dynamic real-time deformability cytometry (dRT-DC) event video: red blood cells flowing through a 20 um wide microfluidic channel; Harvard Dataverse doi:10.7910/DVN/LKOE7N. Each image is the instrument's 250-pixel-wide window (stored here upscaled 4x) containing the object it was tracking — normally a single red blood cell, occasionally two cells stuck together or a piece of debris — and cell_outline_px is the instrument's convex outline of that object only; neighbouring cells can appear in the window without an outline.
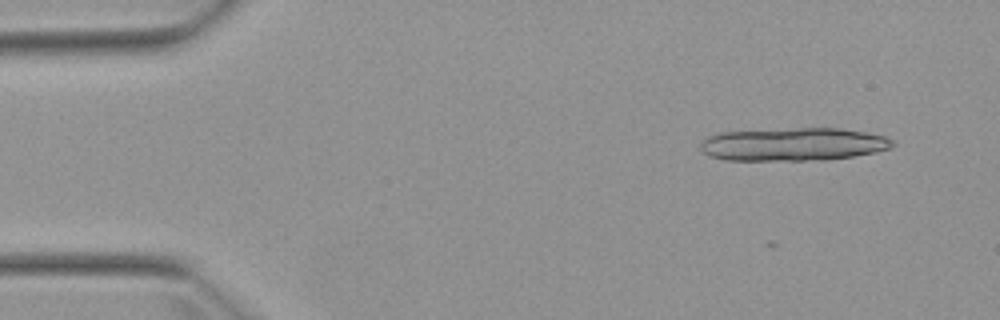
{"species": "Egyptian fruit bat (a non-hibernating species)", "species_latin": "Rousettus aegyptiacus", "temperature_condition": "warm", "stored_images_in_passage": 4, "camera_frame_rate_fps": 3000, "um_per_image_px": 0.085, "animal": {"sex": "female"}, "frame": {"image": 1, "passage_image": 1, "time_ms": 0.0, "image_size_px": [1000, 320], "cell_outline_px": [[896, 144], [892, 148], [876, 152], [828, 160], [724, 160], [708, 156], [700, 148], [700, 140], [716, 132], [800, 128], [840, 128], [864, 132], [884, 136], [896, 140]], "centroid_in_image_um": [67.42, 12.26], "position_along_channel_um": 17.6, "area_um2": 37.45}}